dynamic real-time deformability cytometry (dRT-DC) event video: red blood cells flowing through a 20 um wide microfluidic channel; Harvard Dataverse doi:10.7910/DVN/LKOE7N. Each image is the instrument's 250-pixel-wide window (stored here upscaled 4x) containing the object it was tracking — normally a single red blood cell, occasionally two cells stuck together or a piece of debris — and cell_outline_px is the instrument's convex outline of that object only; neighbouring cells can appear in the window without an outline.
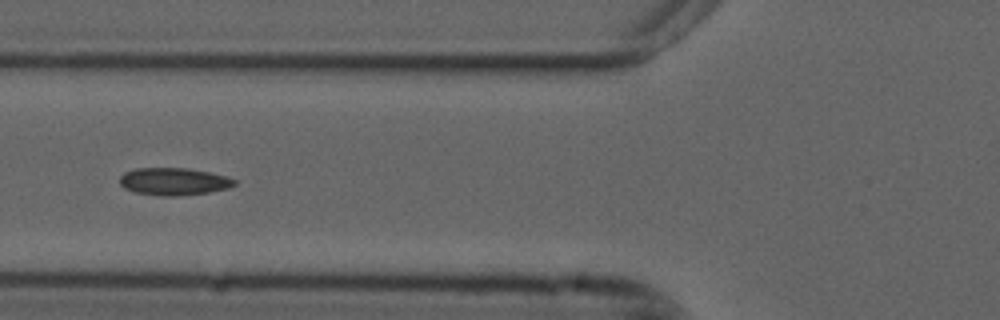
{"species": "common noctule bat (a hibernating species)", "species_latin": "Nyctalus noctula", "temperature_condition": "cold", "stored_images_in_passage": 13, "camera_frame_rate_fps": 3000, "um_per_image_px": 0.085, "animal": {"sex": "male", "forearm_length_mm": 52.5}, "frame": {"image": 1, "passage_image": 6, "time_ms": 1.667, "image_size_px": [1000, 320], "cell_outline_px": [[236, 184], [228, 188], [208, 192], [180, 196], [164, 196], [136, 192], [124, 188], [120, 184], [120, 176], [124, 172], [136, 168], [188, 168], [228, 176], [236, 180]], "centroid_in_image_um": [14.78, 15.42], "position_along_channel_um": 111.0, "area_um2": 18.32}}